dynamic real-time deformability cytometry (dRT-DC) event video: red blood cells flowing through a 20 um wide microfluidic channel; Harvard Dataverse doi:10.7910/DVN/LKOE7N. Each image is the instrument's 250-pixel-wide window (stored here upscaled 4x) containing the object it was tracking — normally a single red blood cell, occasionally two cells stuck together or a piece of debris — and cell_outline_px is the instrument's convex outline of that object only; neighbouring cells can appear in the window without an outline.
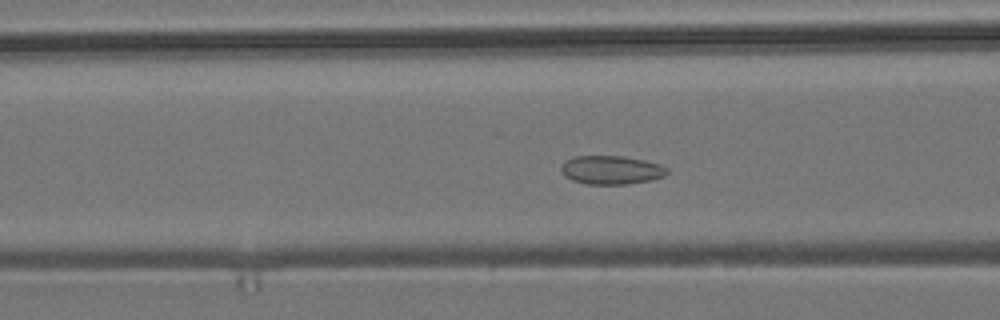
{"species": "common noctule bat (a hibernating species)", "species_latin": "Nyctalus noctula", "temperature_condition": "room temperature", "stored_images_in_passage": 53, "camera_frame_rate_fps": 3000, "um_per_image_px": 0.085, "animal": {"sex": "male", "body_mass_g": 19.2, "forearm_length_mm": 51.8}, "frame": {"image": 1, "passage_image": 19, "time_ms": 6.0, "image_size_px": [1000, 320], "cell_outline_px": [[668, 172], [664, 176], [652, 180], [628, 184], [588, 184], [572, 180], [564, 176], [560, 172], [560, 168], [564, 160], [572, 156], [624, 156], [644, 160], [660, 164], [668, 168]], "centroid_in_image_um": [51.93, 14.44], "position_along_channel_um": 114.7, "area_um2": 17.92}}
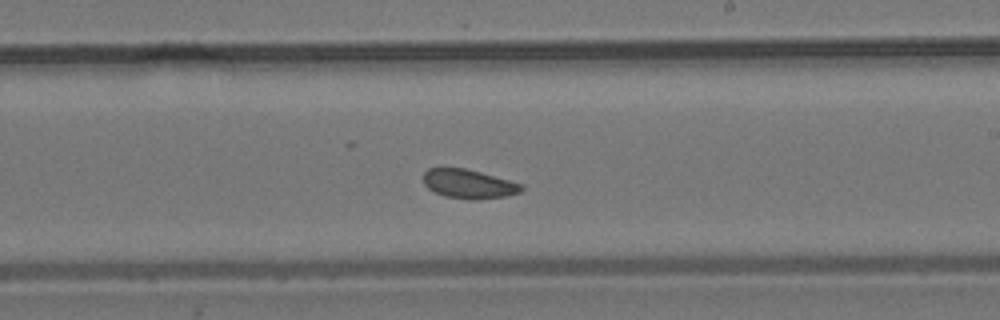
{"frame": {"image": 2, "passage_image": 30, "time_ms": 9.667, "image_size_px": [1000, 320], "cell_outline_px": [[524, 188], [520, 192], [504, 196], [476, 200], [472, 200], [444, 196], [428, 188], [424, 184], [424, 172], [428, 168], [464, 168], [480, 172], [524, 184]], "centroid_in_image_um": [39.85, 15.63], "position_along_channel_um": 249.1, "area_um2": 16.53}}
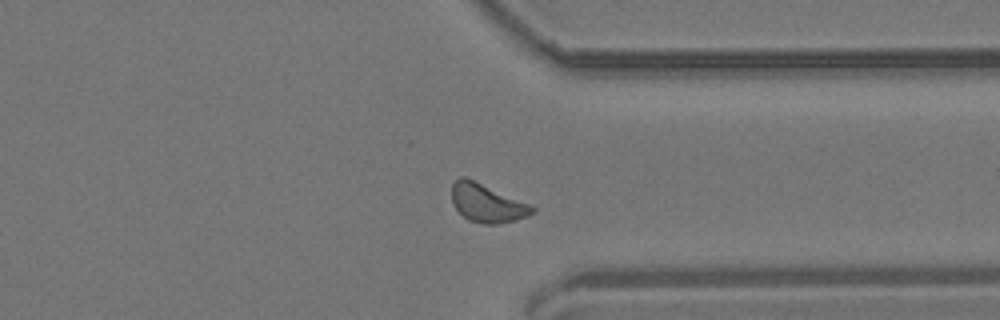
{"frame": {"image": 3, "passage_image": 40, "time_ms": 13.0, "image_size_px": [1000, 320], "cell_outline_px": [[536, 212], [528, 216], [516, 220], [496, 224], [484, 224], [468, 220], [456, 208], [452, 200], [452, 184], [460, 176], [464, 176], [528, 204], [536, 208]], "centroid_in_image_um": [41.39, 17.28], "position_along_channel_um": 370.0, "area_um2": 17.63}}